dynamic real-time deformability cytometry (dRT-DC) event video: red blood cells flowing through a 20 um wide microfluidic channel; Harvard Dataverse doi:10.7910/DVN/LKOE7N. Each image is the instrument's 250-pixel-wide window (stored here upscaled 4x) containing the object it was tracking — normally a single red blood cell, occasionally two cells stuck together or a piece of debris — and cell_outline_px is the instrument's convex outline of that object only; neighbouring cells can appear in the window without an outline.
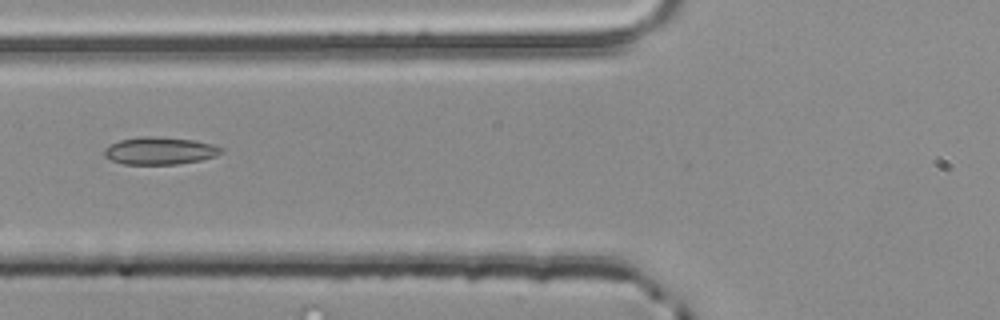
{"species": "common noctule bat (a hibernating species)", "species_latin": "Nyctalus noctula", "temperature_condition": "room temperature", "stored_images_in_passage": 6, "segment_of_instrument_passage": [2, 2], "camera_frame_rate_fps": 3000, "um_per_image_px": 0.085, "animal": {"sex": "male", "body_mass_g": 20.4}, "frame": {"image": 1, "passage_image": 6, "time_ms": 1.667, "image_size_px": [1000, 320], "cell_outline_px": [[224, 152], [216, 156], [200, 160], [176, 164], [124, 164], [112, 160], [104, 156], [104, 148], [120, 140], [144, 136], [148, 136], [192, 140], [212, 144], [220, 148]], "centroid_in_image_um": [13.57, 12.82], "position_along_channel_um": 112.2, "area_um2": 18.38}}